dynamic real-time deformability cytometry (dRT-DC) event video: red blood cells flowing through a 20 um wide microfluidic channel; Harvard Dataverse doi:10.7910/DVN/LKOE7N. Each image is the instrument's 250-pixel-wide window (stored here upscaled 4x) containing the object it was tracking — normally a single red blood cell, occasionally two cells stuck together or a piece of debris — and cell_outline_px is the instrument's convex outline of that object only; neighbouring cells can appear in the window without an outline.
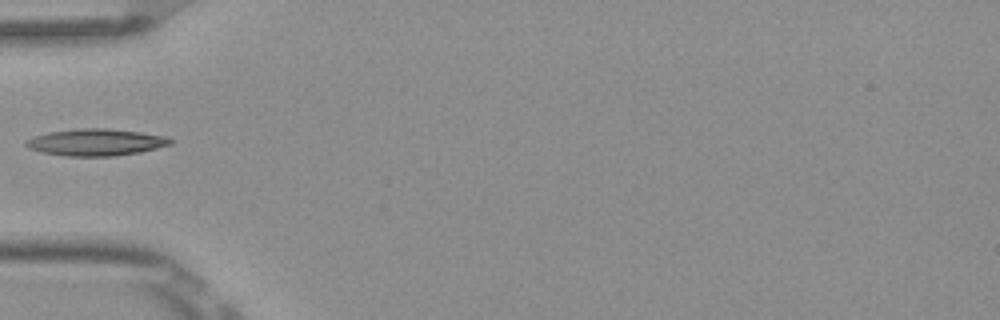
{"species": "Egyptian fruit bat (a non-hibernating species)", "species_latin": "Rousettus aegyptiacus", "temperature_condition": "room temperature", "stored_images_in_passage": 3, "camera_frame_rate_fps": 3000, "um_per_image_px": 0.085, "frame": {"image": 1, "passage_image": 3, "time_ms": 0.667, "image_size_px": [1000, 320], "cell_outline_px": [[172, 144], [140, 152], [112, 156], [64, 156], [40, 152], [28, 148], [24, 144], [28, 140], [36, 136], [48, 132], [76, 128], [108, 128], [140, 132], [164, 136], [172, 140]], "centroid_in_image_um": [8.13, 12.09], "position_along_channel_um": 76.9, "area_um2": 22.54}}